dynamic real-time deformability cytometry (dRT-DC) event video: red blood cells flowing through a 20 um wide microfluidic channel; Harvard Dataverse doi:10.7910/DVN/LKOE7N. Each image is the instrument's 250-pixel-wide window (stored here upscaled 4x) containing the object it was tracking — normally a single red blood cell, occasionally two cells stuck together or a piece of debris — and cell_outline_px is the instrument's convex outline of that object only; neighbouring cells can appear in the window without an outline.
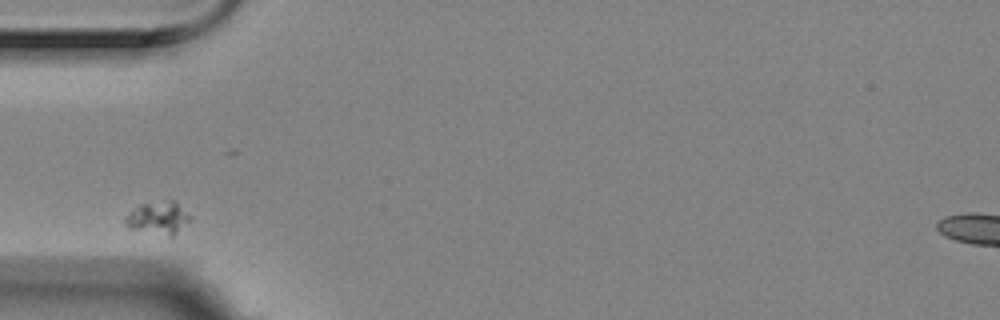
{"species": "Egyptian fruit bat (a non-hibernating species)", "species_latin": "Rousettus aegyptiacus", "temperature_condition": "room temperature", "stored_images_in_passage": 4, "camera_frame_rate_fps": 3000, "um_per_image_px": 0.085, "animal": {"sex": "female"}, "frame": {"image": 1, "passage_image": 1, "time_ms": 0.0, "image_size_px": [1000, 320], "cell_outline_px": [[192, 220], [172, 240], [128, 228], [124, 224], [124, 216], [140, 204], [168, 200], [176, 200]], "centroid_in_image_um": [13.46, 18.6], "position_along_channel_um": 71.5, "area_um2": 13.18}}
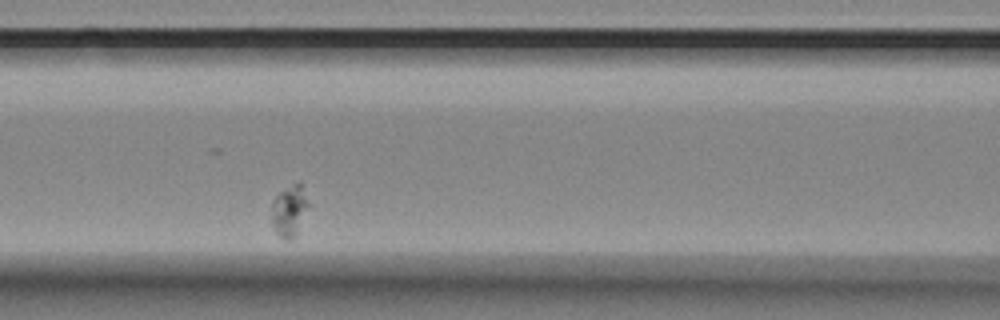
{"frame": {"image": 2, "passage_image": 3, "time_ms": 0.667, "image_size_px": [1000, 320], "cell_outline_px": [[308, 204], [296, 232], [292, 240], [284, 240], [272, 228], [272, 200], [280, 192], [296, 180], [300, 180]], "centroid_in_image_um": [24.55, 17.88], "position_along_channel_um": 142.1, "area_um2": 10.75}}
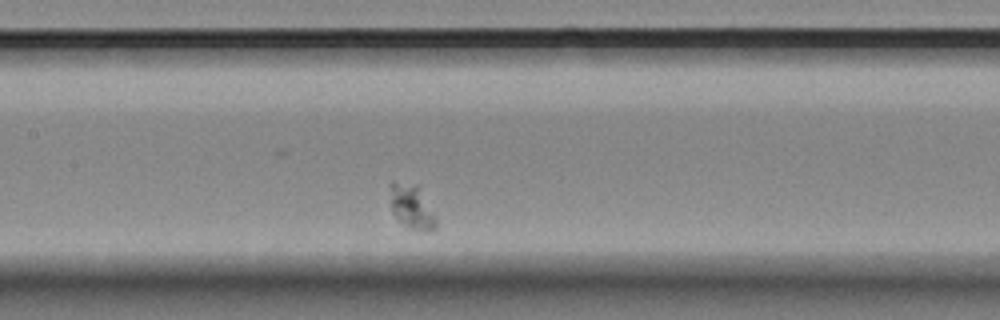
{"frame": {"image": 3, "passage_image": 4, "time_ms": 1.0, "image_size_px": [1000, 320], "cell_outline_px": [[436, 228], [412, 228], [400, 220], [392, 212], [388, 184], [392, 180], [416, 184], [436, 216]], "centroid_in_image_um": [34.93, 17.47], "position_along_channel_um": 172.5, "area_um2": 11.44}}